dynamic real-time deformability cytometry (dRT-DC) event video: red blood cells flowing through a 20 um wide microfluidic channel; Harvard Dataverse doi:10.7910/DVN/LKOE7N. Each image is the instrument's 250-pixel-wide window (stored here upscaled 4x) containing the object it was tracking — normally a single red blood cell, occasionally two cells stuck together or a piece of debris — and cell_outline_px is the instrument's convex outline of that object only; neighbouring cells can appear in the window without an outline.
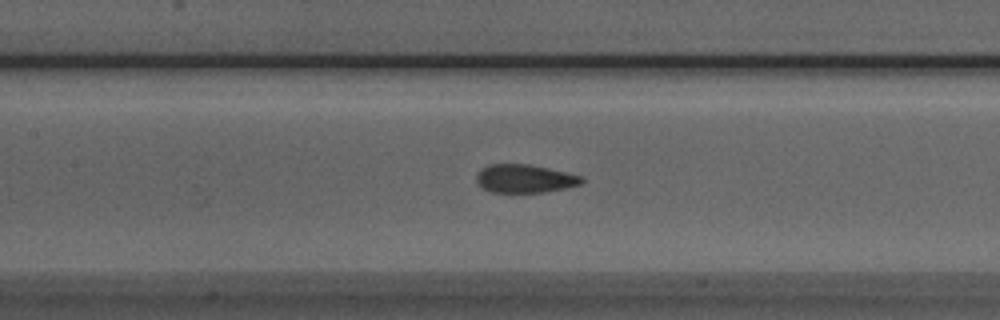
{"species": "Egyptian fruit bat (a non-hibernating species)", "species_latin": "Rousettus aegyptiacus", "temperature_condition": "room temperature", "stored_images_in_passage": 51, "camera_frame_rate_fps": 3000, "um_per_image_px": 0.085, "animal": {"sex": "male"}, "frame": {"image": 1, "passage_image": 21, "time_ms": 6.667, "image_size_px": [1000, 320], "cell_outline_px": [[584, 180], [580, 184], [564, 188], [544, 192], [492, 192], [484, 188], [476, 180], [476, 176], [480, 168], [488, 164], [528, 164], [548, 168], [584, 176]], "centroid_in_image_um": [44.6, 15.17], "position_along_channel_um": 162.8, "area_um2": 17.28}}
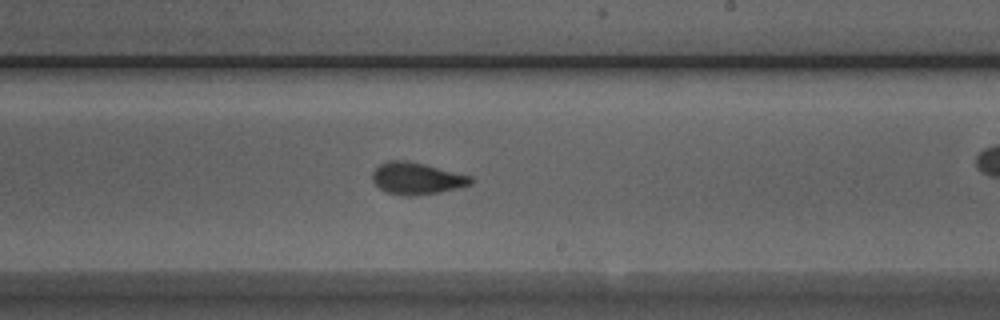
{"frame": {"image": 2, "passage_image": 28, "time_ms": 9.0, "image_size_px": [1000, 320], "cell_outline_px": [[472, 184], [440, 192], [412, 196], [408, 196], [388, 192], [380, 188], [372, 180], [372, 172], [380, 164], [388, 160], [404, 160], [424, 164], [472, 176]], "centroid_in_image_um": [35.41, 15.16], "position_along_channel_um": 253.6, "area_um2": 18.09}}
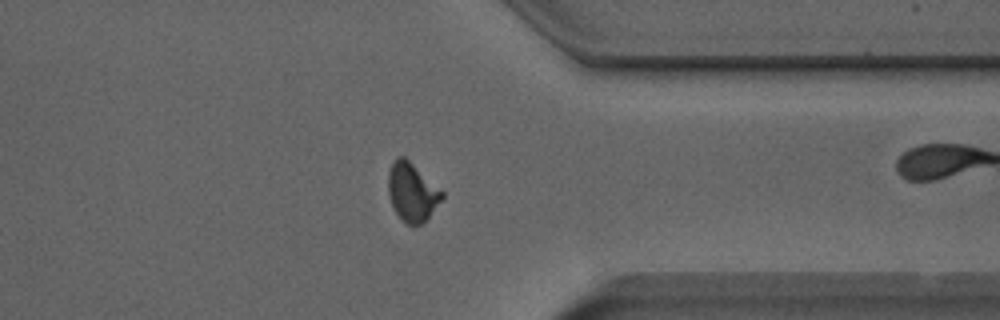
{"frame": {"image": 3, "passage_image": 38, "time_ms": 12.333, "image_size_px": [1000, 320], "cell_outline_px": [[444, 196], [428, 216], [416, 228], [412, 228], [400, 220], [388, 196], [388, 172], [396, 156], [404, 156], [444, 192]], "centroid_in_image_um": [35.0, 16.35], "position_along_channel_um": 376.4, "area_um2": 18.32}, "authors_computed_cell_mechanics": {"area_um2": 18.1492, "velocity_mm_per_s": 3.9031, "shape_relaxation_time_tau1_ms": 5.7216, "shape_relaxation_time_tau2_ms": 0.8658, "deformation_change_tau1": 0.155, "deformation_change_tau2": 0.0632}}